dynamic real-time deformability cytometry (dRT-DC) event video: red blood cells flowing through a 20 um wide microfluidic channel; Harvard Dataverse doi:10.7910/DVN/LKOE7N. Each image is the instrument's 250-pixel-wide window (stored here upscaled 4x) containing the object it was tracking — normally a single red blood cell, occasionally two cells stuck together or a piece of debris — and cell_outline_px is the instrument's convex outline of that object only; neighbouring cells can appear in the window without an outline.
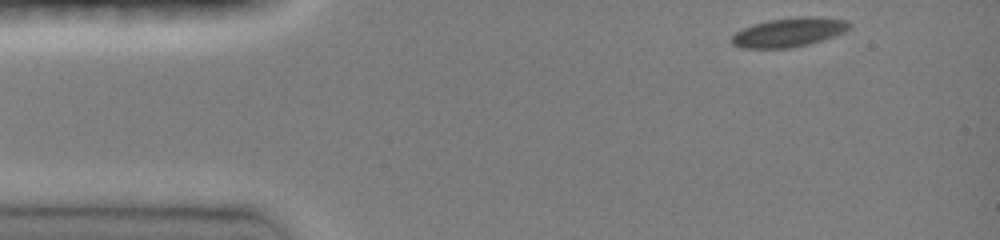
{"species": "common noctule bat (a hibernating species)", "species_latin": "Nyctalus noctula", "temperature_condition": "room temperature", "stored_images_in_passage": 40, "camera_frame_rate_fps": 3000, "um_per_image_px": 0.085, "animal": {"sex": "female", "body_mass_g": 19.0, "forearm_length_mm": 51.5}, "frame": {"image": 1, "passage_image": 1, "time_ms": 0.0, "image_size_px": [1000, 240], "cell_outline_px": [[852, 24], [844, 32], [808, 44], [788, 48], [740, 48], [732, 44], [732, 36], [736, 32], [752, 24], [768, 20], [800, 16], [816, 16], [848, 20]], "centroid_in_image_um": [67.05, 2.73], "position_along_channel_um": 17.9, "area_um2": 19.88}}
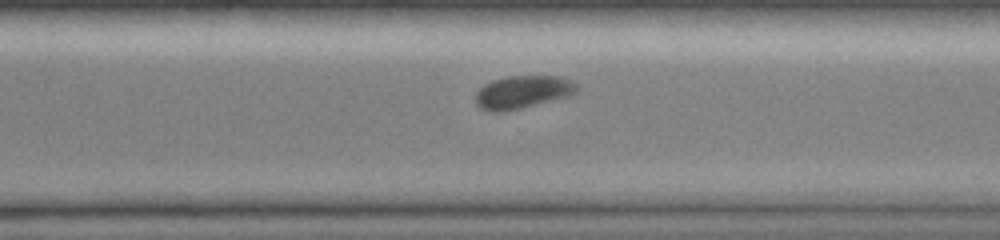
{"frame": {"image": 2, "passage_image": 30, "time_ms": 9.667, "image_size_px": [1000, 240], "cell_outline_px": [[576, 92], [564, 96], [520, 108], [500, 112], [492, 112], [480, 108], [476, 104], [476, 92], [484, 84], [492, 80], [508, 76], [560, 76], [572, 80], [576, 84]], "centroid_in_image_um": [44.36, 7.81], "position_along_channel_um": 326.2, "area_um2": 19.02}}
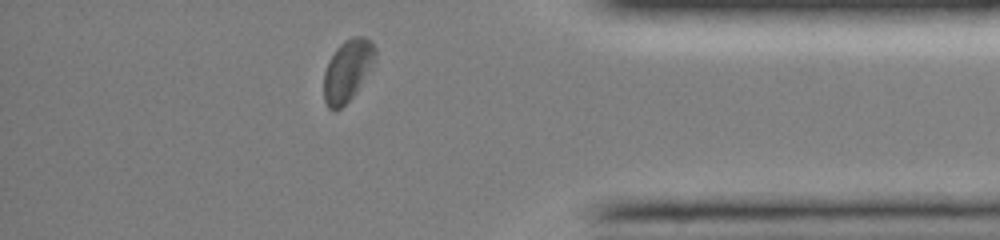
{"frame": {"image": 3, "passage_image": 37, "time_ms": 12.0, "image_size_px": [1000, 240], "cell_outline_px": [[376, 56], [352, 96], [340, 108], [332, 112], [328, 108], [324, 100], [324, 72], [328, 60], [336, 48], [344, 40], [352, 36], [364, 36], [376, 48]], "centroid_in_image_um": [29.48, 5.97], "position_along_channel_um": 405.7, "area_um2": 18.03}, "authors_computed_cell_mechanics": {"area_um2": 19.9988, "velocity_mm_per_s": 3.9795, "shape_relaxation_time_tau1_ms": 3.4319, "shape_relaxation_time_tau2_ms": null, "deformation_change_tau1": 0.0953, "deformation_change_tau2": null}}